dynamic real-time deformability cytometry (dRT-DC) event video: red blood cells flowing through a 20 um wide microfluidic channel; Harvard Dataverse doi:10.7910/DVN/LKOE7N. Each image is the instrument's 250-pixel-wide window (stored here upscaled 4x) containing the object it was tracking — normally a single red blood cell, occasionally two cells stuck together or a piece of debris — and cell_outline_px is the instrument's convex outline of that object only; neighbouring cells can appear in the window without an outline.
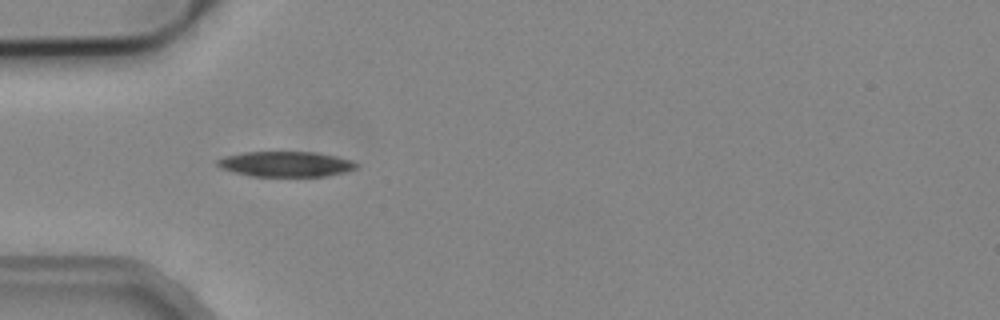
{"species": "common noctule bat (a hibernating species)", "species_latin": "Nyctalus noctula", "temperature_condition": "cold", "stored_images_in_passage": 2, "camera_frame_rate_fps": 3000, "um_per_image_px": 0.085, "animal": {"sex": "male", "body_mass_g": 19.2, "forearm_length_mm": 51.8}, "frame": {"image": 1, "passage_image": 1, "time_ms": 0.0, "image_size_px": [1000, 320], "cell_outline_px": [[360, 164], [356, 168], [344, 172], [328, 176], [252, 176], [220, 168], [216, 164], [216, 160], [224, 156], [244, 152], [316, 152], [336, 156], [352, 160]], "centroid_in_image_um": [24.31, 13.94], "position_along_channel_um": 60.7, "area_um2": 20.52}}